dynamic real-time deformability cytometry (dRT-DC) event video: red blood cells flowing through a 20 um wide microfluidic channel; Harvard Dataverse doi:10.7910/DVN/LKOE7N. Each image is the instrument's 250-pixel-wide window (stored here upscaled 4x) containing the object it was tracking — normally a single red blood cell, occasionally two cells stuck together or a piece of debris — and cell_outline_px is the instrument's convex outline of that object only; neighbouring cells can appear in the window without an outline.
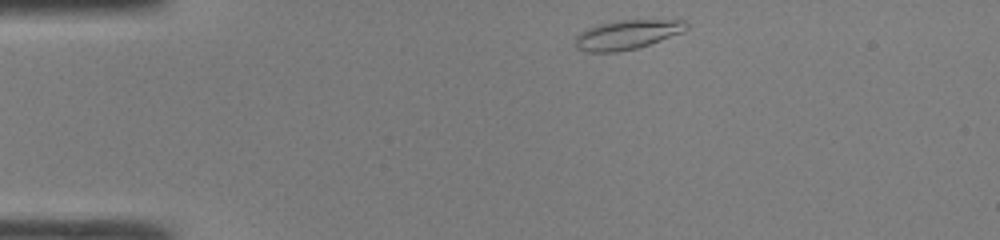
{"species": "common noctule bat (a hibernating species)", "species_latin": "Nyctalus noctula", "temperature_condition": "room temperature", "stored_images_in_passage": 39, "camera_frame_rate_fps": 3000, "um_per_image_px": 0.085, "animal": {"sex": "male", "body_mass_g": 19.0, "forearm_length_mm": 50.8}, "frame": {"image": 1, "passage_image": 1, "time_ms": 0.0, "image_size_px": [1000, 240], "cell_outline_px": [[688, 28], [684, 32], [636, 48], [616, 52], [584, 52], [576, 48], [576, 36], [580, 32], [588, 28], [600, 24], [620, 20], [684, 20], [688, 24]], "centroid_in_image_um": [53.3, 2.95], "position_along_channel_um": 31.7, "area_um2": 18.84}}
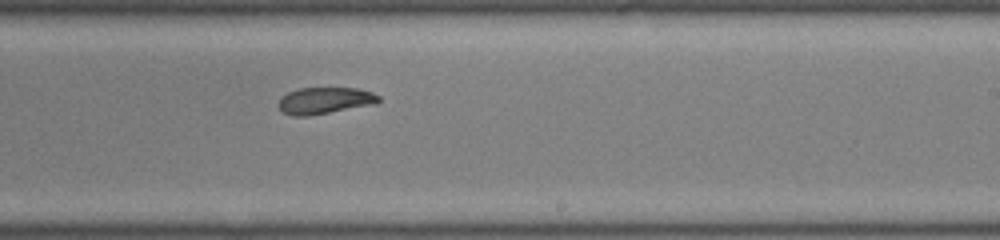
{"frame": {"image": 2, "passage_image": 21, "time_ms": 6.667, "image_size_px": [1000, 240], "cell_outline_px": [[380, 100], [376, 104], [308, 116], [292, 116], [284, 112], [276, 104], [280, 96], [288, 92], [300, 88], [356, 88], [372, 92], [380, 96]], "centroid_in_image_um": [27.59, 8.55], "position_along_channel_um": 261.4, "area_um2": 15.66}}
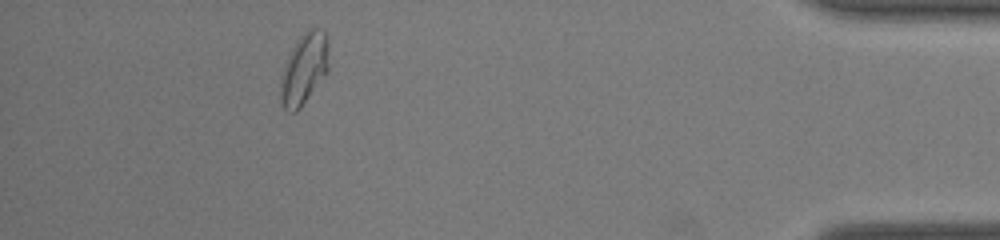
{"frame": {"image": 3, "passage_image": 35, "time_ms": 11.333, "image_size_px": [1000, 240], "cell_outline_px": [[328, 72], [300, 108], [296, 112], [288, 112], [280, 104], [280, 76], [284, 64], [296, 40], [308, 28], [316, 28], [324, 32], [328, 36]], "centroid_in_image_um": [25.83, 5.86], "position_along_channel_um": 409.4, "area_um2": 20.29}, "authors_computed_cell_mechanics": {"area_um2": 17.3978, "velocity_mm_per_s": 4.2698, "shape_relaxation_time_tau1_ms": 5.4726, "shape_relaxation_time_tau2_ms": 4.6508, "deformation_change_tau1": 0.1412, "deformation_change_tau2": 0.0882}}